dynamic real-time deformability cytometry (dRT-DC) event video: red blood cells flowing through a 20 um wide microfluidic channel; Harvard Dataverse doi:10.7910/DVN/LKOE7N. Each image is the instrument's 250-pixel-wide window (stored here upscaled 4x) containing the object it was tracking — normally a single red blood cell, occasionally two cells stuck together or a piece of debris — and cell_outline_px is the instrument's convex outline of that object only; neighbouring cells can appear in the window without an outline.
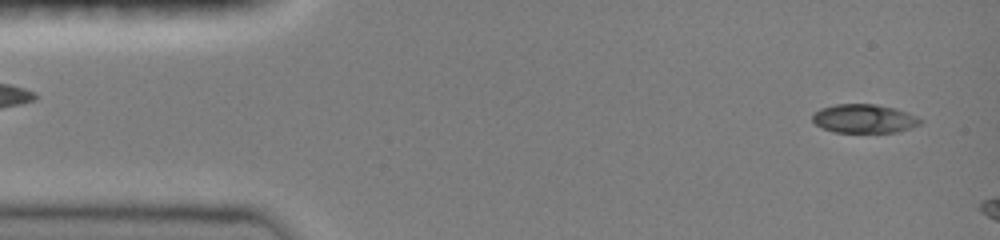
{"species": "common noctule bat (a hibernating species)", "species_latin": "Nyctalus noctula", "temperature_condition": "room temperature", "stored_images_in_passage": 7, "camera_frame_rate_fps": 3000, "um_per_image_px": 0.085, "animal": {"sex": "female", "body_mass_g": 19.0, "forearm_length_mm": 51.5}, "frame": {"image": 1, "passage_image": 2, "time_ms": 0.333, "image_size_px": [1000, 240], "cell_outline_px": [[920, 124], [900, 132], [832, 132], [820, 128], [812, 120], [812, 116], [820, 108], [836, 104], [876, 104], [896, 108], [908, 112], [916, 116], [920, 120]], "centroid_in_image_um": [73.43, 10.08], "position_along_channel_um": 11.6, "area_um2": 18.15}}